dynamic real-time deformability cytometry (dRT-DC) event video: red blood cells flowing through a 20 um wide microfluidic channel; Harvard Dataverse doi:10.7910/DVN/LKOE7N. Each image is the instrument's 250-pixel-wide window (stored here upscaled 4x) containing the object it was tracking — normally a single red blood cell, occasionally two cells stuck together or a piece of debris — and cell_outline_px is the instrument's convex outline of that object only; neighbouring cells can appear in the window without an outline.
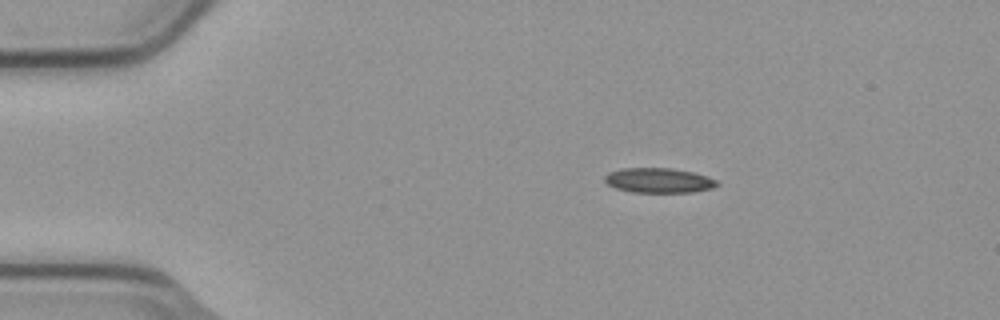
{"species": "common noctule bat (a hibernating species)", "species_latin": "Nyctalus noctula", "temperature_condition": "cold", "stored_images_in_passage": 46, "camera_frame_rate_fps": 3000, "um_per_image_px": 0.085, "animal": {"sex": "male", "body_mass_g": 23.1, "forearm_length_mm": 52.7}, "frame": {"image": 1, "passage_image": 1, "time_ms": 0.0, "image_size_px": [1000, 320], "cell_outline_px": [[720, 184], [712, 188], [692, 192], [632, 192], [616, 188], [608, 184], [604, 180], [604, 176], [608, 172], [620, 168], [668, 168], [692, 172], [708, 176], [716, 180]], "centroid_in_image_um": [55.98, 15.33], "position_along_channel_um": 29.0, "area_um2": 16.24}}
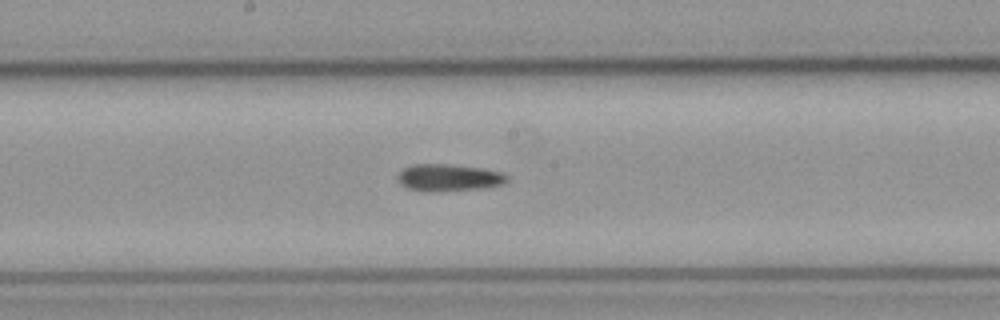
{"frame": {"image": 2, "passage_image": 20, "time_ms": 6.333, "image_size_px": [1000, 320], "cell_outline_px": [[508, 180], [500, 184], [480, 188], [436, 192], [420, 192], [408, 188], [400, 184], [400, 172], [404, 168], [412, 164], [448, 164], [480, 168], [500, 172], [508, 176]], "centroid_in_image_um": [38.1, 15.11], "position_along_channel_um": 210.1, "area_um2": 17.05}}
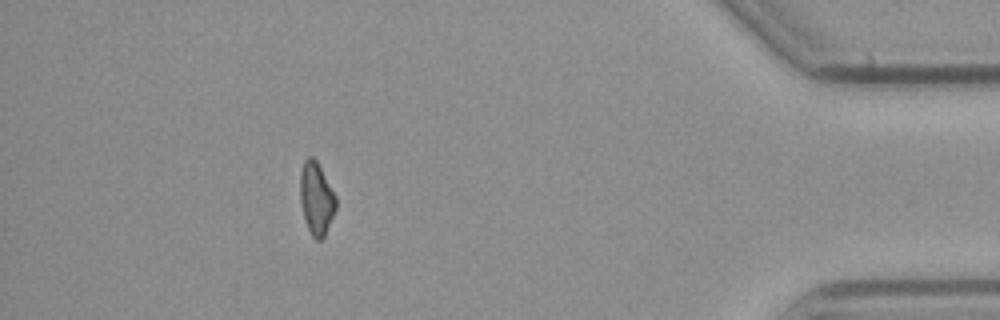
{"frame": {"image": 3, "passage_image": 40, "time_ms": 13.0, "image_size_px": [1000, 320], "cell_outline_px": [[336, 208], [324, 236], [320, 240], [316, 240], [312, 236], [308, 228], [304, 216], [300, 200], [300, 172], [304, 160], [308, 156], [312, 156], [316, 160], [336, 196]], "centroid_in_image_um": [26.88, 16.85], "position_along_channel_um": 408.3, "area_um2": 14.91}}